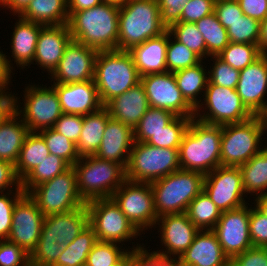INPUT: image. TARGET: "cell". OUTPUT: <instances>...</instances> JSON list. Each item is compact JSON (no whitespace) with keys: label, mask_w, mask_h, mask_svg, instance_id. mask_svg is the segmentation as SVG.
Returning <instances> with one entry per match:
<instances>
[{"label":"cell","mask_w":267,"mask_h":266,"mask_svg":"<svg viewBox=\"0 0 267 266\" xmlns=\"http://www.w3.org/2000/svg\"><path fill=\"white\" fill-rule=\"evenodd\" d=\"M68 27L74 41L97 51L117 50L119 7L102 2L73 12Z\"/></svg>","instance_id":"1"},{"label":"cell","mask_w":267,"mask_h":266,"mask_svg":"<svg viewBox=\"0 0 267 266\" xmlns=\"http://www.w3.org/2000/svg\"><path fill=\"white\" fill-rule=\"evenodd\" d=\"M222 125L191 119L179 147L181 169L204 175L221 166Z\"/></svg>","instance_id":"2"},{"label":"cell","mask_w":267,"mask_h":266,"mask_svg":"<svg viewBox=\"0 0 267 266\" xmlns=\"http://www.w3.org/2000/svg\"><path fill=\"white\" fill-rule=\"evenodd\" d=\"M94 83L103 106L140 83V76L129 51H99L95 61Z\"/></svg>","instance_id":"3"},{"label":"cell","mask_w":267,"mask_h":266,"mask_svg":"<svg viewBox=\"0 0 267 266\" xmlns=\"http://www.w3.org/2000/svg\"><path fill=\"white\" fill-rule=\"evenodd\" d=\"M166 30L160 20L157 0H129L119 7L117 50L129 51Z\"/></svg>","instance_id":"4"},{"label":"cell","mask_w":267,"mask_h":266,"mask_svg":"<svg viewBox=\"0 0 267 266\" xmlns=\"http://www.w3.org/2000/svg\"><path fill=\"white\" fill-rule=\"evenodd\" d=\"M205 175L179 169L151 182L157 217L185 213L190 202L203 191Z\"/></svg>","instance_id":"5"},{"label":"cell","mask_w":267,"mask_h":266,"mask_svg":"<svg viewBox=\"0 0 267 266\" xmlns=\"http://www.w3.org/2000/svg\"><path fill=\"white\" fill-rule=\"evenodd\" d=\"M72 167L77 176L78 192L85 202L111 198L126 181V169L121 164L95 155L81 157Z\"/></svg>","instance_id":"6"},{"label":"cell","mask_w":267,"mask_h":266,"mask_svg":"<svg viewBox=\"0 0 267 266\" xmlns=\"http://www.w3.org/2000/svg\"><path fill=\"white\" fill-rule=\"evenodd\" d=\"M179 169V149L134 141L126 167V180L151 183Z\"/></svg>","instance_id":"7"},{"label":"cell","mask_w":267,"mask_h":266,"mask_svg":"<svg viewBox=\"0 0 267 266\" xmlns=\"http://www.w3.org/2000/svg\"><path fill=\"white\" fill-rule=\"evenodd\" d=\"M266 133L255 116L242 123L222 125L221 166L239 167L248 162L266 146L262 143Z\"/></svg>","instance_id":"8"},{"label":"cell","mask_w":267,"mask_h":266,"mask_svg":"<svg viewBox=\"0 0 267 266\" xmlns=\"http://www.w3.org/2000/svg\"><path fill=\"white\" fill-rule=\"evenodd\" d=\"M203 100L195 109L194 118L207 124L242 123L254 116L242 103L237 90L233 88L208 83Z\"/></svg>","instance_id":"9"},{"label":"cell","mask_w":267,"mask_h":266,"mask_svg":"<svg viewBox=\"0 0 267 266\" xmlns=\"http://www.w3.org/2000/svg\"><path fill=\"white\" fill-rule=\"evenodd\" d=\"M89 225L97 241L124 244L140 237V233L112 198H99L86 202ZM131 240V241H130Z\"/></svg>","instance_id":"10"},{"label":"cell","mask_w":267,"mask_h":266,"mask_svg":"<svg viewBox=\"0 0 267 266\" xmlns=\"http://www.w3.org/2000/svg\"><path fill=\"white\" fill-rule=\"evenodd\" d=\"M44 216L72 211L86 202L77 188V176L71 166L64 173L45 181L29 192Z\"/></svg>","instance_id":"11"},{"label":"cell","mask_w":267,"mask_h":266,"mask_svg":"<svg viewBox=\"0 0 267 266\" xmlns=\"http://www.w3.org/2000/svg\"><path fill=\"white\" fill-rule=\"evenodd\" d=\"M42 86L33 83L25 87L22 107L19 105L21 102L18 97H15V112L21 115L30 132L53 128L63 114L55 89L52 86Z\"/></svg>","instance_id":"12"},{"label":"cell","mask_w":267,"mask_h":266,"mask_svg":"<svg viewBox=\"0 0 267 266\" xmlns=\"http://www.w3.org/2000/svg\"><path fill=\"white\" fill-rule=\"evenodd\" d=\"M111 198L140 233L143 234L150 228H157L158 217L150 183L126 180Z\"/></svg>","instance_id":"13"},{"label":"cell","mask_w":267,"mask_h":266,"mask_svg":"<svg viewBox=\"0 0 267 266\" xmlns=\"http://www.w3.org/2000/svg\"><path fill=\"white\" fill-rule=\"evenodd\" d=\"M203 190L220 212L249 205L239 167L219 166L212 170L204 177Z\"/></svg>","instance_id":"14"},{"label":"cell","mask_w":267,"mask_h":266,"mask_svg":"<svg viewBox=\"0 0 267 266\" xmlns=\"http://www.w3.org/2000/svg\"><path fill=\"white\" fill-rule=\"evenodd\" d=\"M150 107L172 112L176 116L194 118L195 109L185 100L173 72L147 74L140 77Z\"/></svg>","instance_id":"15"},{"label":"cell","mask_w":267,"mask_h":266,"mask_svg":"<svg viewBox=\"0 0 267 266\" xmlns=\"http://www.w3.org/2000/svg\"><path fill=\"white\" fill-rule=\"evenodd\" d=\"M45 216L36 202L24 193L16 202L8 241L17 244L29 255L36 248Z\"/></svg>","instance_id":"16"},{"label":"cell","mask_w":267,"mask_h":266,"mask_svg":"<svg viewBox=\"0 0 267 266\" xmlns=\"http://www.w3.org/2000/svg\"><path fill=\"white\" fill-rule=\"evenodd\" d=\"M248 207L246 204L240 208L222 212L212 230L230 260L253 247L250 240V207Z\"/></svg>","instance_id":"17"},{"label":"cell","mask_w":267,"mask_h":266,"mask_svg":"<svg viewBox=\"0 0 267 266\" xmlns=\"http://www.w3.org/2000/svg\"><path fill=\"white\" fill-rule=\"evenodd\" d=\"M99 51L72 40L51 73V83H77L93 80L95 61Z\"/></svg>","instance_id":"18"},{"label":"cell","mask_w":267,"mask_h":266,"mask_svg":"<svg viewBox=\"0 0 267 266\" xmlns=\"http://www.w3.org/2000/svg\"><path fill=\"white\" fill-rule=\"evenodd\" d=\"M158 232H160L161 245L164 249L152 251L153 253L178 259L193 243L199 229L190 221L186 213L167 214L157 219ZM166 248V249H165ZM162 250V251H161ZM172 255V256H171ZM177 256V257H176Z\"/></svg>","instance_id":"19"},{"label":"cell","mask_w":267,"mask_h":266,"mask_svg":"<svg viewBox=\"0 0 267 266\" xmlns=\"http://www.w3.org/2000/svg\"><path fill=\"white\" fill-rule=\"evenodd\" d=\"M88 224L86 203L66 213L47 215L39 241H56L64 247L70 244Z\"/></svg>","instance_id":"20"},{"label":"cell","mask_w":267,"mask_h":266,"mask_svg":"<svg viewBox=\"0 0 267 266\" xmlns=\"http://www.w3.org/2000/svg\"><path fill=\"white\" fill-rule=\"evenodd\" d=\"M236 90L242 103L255 116L267 96V54L240 70Z\"/></svg>","instance_id":"21"},{"label":"cell","mask_w":267,"mask_h":266,"mask_svg":"<svg viewBox=\"0 0 267 266\" xmlns=\"http://www.w3.org/2000/svg\"><path fill=\"white\" fill-rule=\"evenodd\" d=\"M52 84L51 86L58 95L63 113L86 116L103 107L94 80Z\"/></svg>","instance_id":"22"},{"label":"cell","mask_w":267,"mask_h":266,"mask_svg":"<svg viewBox=\"0 0 267 266\" xmlns=\"http://www.w3.org/2000/svg\"><path fill=\"white\" fill-rule=\"evenodd\" d=\"M72 40L68 24L43 26L38 37L33 64L35 61L41 70L43 68L50 75Z\"/></svg>","instance_id":"23"},{"label":"cell","mask_w":267,"mask_h":266,"mask_svg":"<svg viewBox=\"0 0 267 266\" xmlns=\"http://www.w3.org/2000/svg\"><path fill=\"white\" fill-rule=\"evenodd\" d=\"M177 266H230V259L212 230H199L193 243L177 259Z\"/></svg>","instance_id":"24"},{"label":"cell","mask_w":267,"mask_h":266,"mask_svg":"<svg viewBox=\"0 0 267 266\" xmlns=\"http://www.w3.org/2000/svg\"><path fill=\"white\" fill-rule=\"evenodd\" d=\"M133 143V130L110 117L106 124L101 145L95 156L121 164L126 169Z\"/></svg>","instance_id":"25"},{"label":"cell","mask_w":267,"mask_h":266,"mask_svg":"<svg viewBox=\"0 0 267 266\" xmlns=\"http://www.w3.org/2000/svg\"><path fill=\"white\" fill-rule=\"evenodd\" d=\"M105 107L110 117L134 130L150 106L143 85L138 83L110 100Z\"/></svg>","instance_id":"26"},{"label":"cell","mask_w":267,"mask_h":266,"mask_svg":"<svg viewBox=\"0 0 267 266\" xmlns=\"http://www.w3.org/2000/svg\"><path fill=\"white\" fill-rule=\"evenodd\" d=\"M167 45L168 30L160 36L150 38L141 44L133 46L129 50L140 77L147 74L167 72Z\"/></svg>","instance_id":"27"},{"label":"cell","mask_w":267,"mask_h":266,"mask_svg":"<svg viewBox=\"0 0 267 266\" xmlns=\"http://www.w3.org/2000/svg\"><path fill=\"white\" fill-rule=\"evenodd\" d=\"M18 20L15 23L14 31L11 36V55L14 59V64L20 69L26 68L33 64V59L36 52V45L41 28L44 26L39 23L27 21L17 16Z\"/></svg>","instance_id":"28"},{"label":"cell","mask_w":267,"mask_h":266,"mask_svg":"<svg viewBox=\"0 0 267 266\" xmlns=\"http://www.w3.org/2000/svg\"><path fill=\"white\" fill-rule=\"evenodd\" d=\"M109 118L110 114L105 106L83 116L82 131L76 144L80 158L93 156L97 153Z\"/></svg>","instance_id":"29"},{"label":"cell","mask_w":267,"mask_h":266,"mask_svg":"<svg viewBox=\"0 0 267 266\" xmlns=\"http://www.w3.org/2000/svg\"><path fill=\"white\" fill-rule=\"evenodd\" d=\"M29 132L20 115L16 112L3 121L0 124V160L15 165Z\"/></svg>","instance_id":"30"},{"label":"cell","mask_w":267,"mask_h":266,"mask_svg":"<svg viewBox=\"0 0 267 266\" xmlns=\"http://www.w3.org/2000/svg\"><path fill=\"white\" fill-rule=\"evenodd\" d=\"M19 16L44 26L68 24V0H32Z\"/></svg>","instance_id":"31"},{"label":"cell","mask_w":267,"mask_h":266,"mask_svg":"<svg viewBox=\"0 0 267 266\" xmlns=\"http://www.w3.org/2000/svg\"><path fill=\"white\" fill-rule=\"evenodd\" d=\"M203 60L197 65L173 72L178 88L185 100L196 109L204 97L209 81L207 68ZM203 93V94H202ZM202 94L201 97H198Z\"/></svg>","instance_id":"32"},{"label":"cell","mask_w":267,"mask_h":266,"mask_svg":"<svg viewBox=\"0 0 267 266\" xmlns=\"http://www.w3.org/2000/svg\"><path fill=\"white\" fill-rule=\"evenodd\" d=\"M239 169L242 174L243 189L247 195L257 197L267 193V146L248 162L239 166Z\"/></svg>","instance_id":"33"},{"label":"cell","mask_w":267,"mask_h":266,"mask_svg":"<svg viewBox=\"0 0 267 266\" xmlns=\"http://www.w3.org/2000/svg\"><path fill=\"white\" fill-rule=\"evenodd\" d=\"M50 152L46 142L38 132H29L16 161L15 173L21 181L32 169L38 166Z\"/></svg>","instance_id":"34"},{"label":"cell","mask_w":267,"mask_h":266,"mask_svg":"<svg viewBox=\"0 0 267 266\" xmlns=\"http://www.w3.org/2000/svg\"><path fill=\"white\" fill-rule=\"evenodd\" d=\"M96 242V234L88 224L70 244L63 247V253L52 266H85Z\"/></svg>","instance_id":"35"},{"label":"cell","mask_w":267,"mask_h":266,"mask_svg":"<svg viewBox=\"0 0 267 266\" xmlns=\"http://www.w3.org/2000/svg\"><path fill=\"white\" fill-rule=\"evenodd\" d=\"M206 43V57L218 56L230 43L227 29L211 13L195 22Z\"/></svg>","instance_id":"36"},{"label":"cell","mask_w":267,"mask_h":266,"mask_svg":"<svg viewBox=\"0 0 267 266\" xmlns=\"http://www.w3.org/2000/svg\"><path fill=\"white\" fill-rule=\"evenodd\" d=\"M199 230H213L221 213L203 190L188 205L185 212Z\"/></svg>","instance_id":"37"},{"label":"cell","mask_w":267,"mask_h":266,"mask_svg":"<svg viewBox=\"0 0 267 266\" xmlns=\"http://www.w3.org/2000/svg\"><path fill=\"white\" fill-rule=\"evenodd\" d=\"M71 166L61 157L49 154L38 166L32 169L22 180L21 187L28 193L33 187L64 173Z\"/></svg>","instance_id":"38"},{"label":"cell","mask_w":267,"mask_h":266,"mask_svg":"<svg viewBox=\"0 0 267 266\" xmlns=\"http://www.w3.org/2000/svg\"><path fill=\"white\" fill-rule=\"evenodd\" d=\"M120 245L121 244L118 243L97 241L87 256L85 266H115L130 251L136 252L145 247L144 243L140 245L138 242L135 244L136 247L134 245L131 248L128 247L129 249H126L123 246L121 247Z\"/></svg>","instance_id":"39"},{"label":"cell","mask_w":267,"mask_h":266,"mask_svg":"<svg viewBox=\"0 0 267 266\" xmlns=\"http://www.w3.org/2000/svg\"><path fill=\"white\" fill-rule=\"evenodd\" d=\"M172 112L160 108L149 107L133 130L134 141L146 142L154 134L165 128L174 118Z\"/></svg>","instance_id":"40"},{"label":"cell","mask_w":267,"mask_h":266,"mask_svg":"<svg viewBox=\"0 0 267 266\" xmlns=\"http://www.w3.org/2000/svg\"><path fill=\"white\" fill-rule=\"evenodd\" d=\"M191 119L190 117L176 116L165 128L154 134L146 143L159 148L179 149Z\"/></svg>","instance_id":"41"},{"label":"cell","mask_w":267,"mask_h":266,"mask_svg":"<svg viewBox=\"0 0 267 266\" xmlns=\"http://www.w3.org/2000/svg\"><path fill=\"white\" fill-rule=\"evenodd\" d=\"M201 61L202 59L198 55L187 48L184 44L177 41L168 31V45L166 51L167 72H175L181 69L193 67Z\"/></svg>","instance_id":"42"},{"label":"cell","mask_w":267,"mask_h":266,"mask_svg":"<svg viewBox=\"0 0 267 266\" xmlns=\"http://www.w3.org/2000/svg\"><path fill=\"white\" fill-rule=\"evenodd\" d=\"M170 34L202 60L206 59V43L195 23L177 22L167 29Z\"/></svg>","instance_id":"43"},{"label":"cell","mask_w":267,"mask_h":266,"mask_svg":"<svg viewBox=\"0 0 267 266\" xmlns=\"http://www.w3.org/2000/svg\"><path fill=\"white\" fill-rule=\"evenodd\" d=\"M262 53L256 44L229 43L218 57L231 67L242 70L257 60Z\"/></svg>","instance_id":"44"},{"label":"cell","mask_w":267,"mask_h":266,"mask_svg":"<svg viewBox=\"0 0 267 266\" xmlns=\"http://www.w3.org/2000/svg\"><path fill=\"white\" fill-rule=\"evenodd\" d=\"M46 142L51 154L61 157L70 166H73L79 159L76 144L56 132L53 128L44 129L38 132Z\"/></svg>","instance_id":"45"},{"label":"cell","mask_w":267,"mask_h":266,"mask_svg":"<svg viewBox=\"0 0 267 266\" xmlns=\"http://www.w3.org/2000/svg\"><path fill=\"white\" fill-rule=\"evenodd\" d=\"M260 21L243 15L230 24L227 29L229 41L238 44H256L259 42Z\"/></svg>","instance_id":"46"},{"label":"cell","mask_w":267,"mask_h":266,"mask_svg":"<svg viewBox=\"0 0 267 266\" xmlns=\"http://www.w3.org/2000/svg\"><path fill=\"white\" fill-rule=\"evenodd\" d=\"M210 60L213 61V67L210 70L208 68V83L214 85L226 87V88H237L239 81L240 70L231 67L228 63H225L218 56H210Z\"/></svg>","instance_id":"47"},{"label":"cell","mask_w":267,"mask_h":266,"mask_svg":"<svg viewBox=\"0 0 267 266\" xmlns=\"http://www.w3.org/2000/svg\"><path fill=\"white\" fill-rule=\"evenodd\" d=\"M24 193L23 190H10L0 193V240L8 239L15 204Z\"/></svg>","instance_id":"48"},{"label":"cell","mask_w":267,"mask_h":266,"mask_svg":"<svg viewBox=\"0 0 267 266\" xmlns=\"http://www.w3.org/2000/svg\"><path fill=\"white\" fill-rule=\"evenodd\" d=\"M63 253V246L56 241H38L30 254V266H52Z\"/></svg>","instance_id":"49"},{"label":"cell","mask_w":267,"mask_h":266,"mask_svg":"<svg viewBox=\"0 0 267 266\" xmlns=\"http://www.w3.org/2000/svg\"><path fill=\"white\" fill-rule=\"evenodd\" d=\"M0 266H30V255L17 244L0 240Z\"/></svg>","instance_id":"50"},{"label":"cell","mask_w":267,"mask_h":266,"mask_svg":"<svg viewBox=\"0 0 267 266\" xmlns=\"http://www.w3.org/2000/svg\"><path fill=\"white\" fill-rule=\"evenodd\" d=\"M250 240L253 247H267V217L255 206H250Z\"/></svg>","instance_id":"51"},{"label":"cell","mask_w":267,"mask_h":266,"mask_svg":"<svg viewBox=\"0 0 267 266\" xmlns=\"http://www.w3.org/2000/svg\"><path fill=\"white\" fill-rule=\"evenodd\" d=\"M216 0H188L178 22L195 23L214 12Z\"/></svg>","instance_id":"52"},{"label":"cell","mask_w":267,"mask_h":266,"mask_svg":"<svg viewBox=\"0 0 267 266\" xmlns=\"http://www.w3.org/2000/svg\"><path fill=\"white\" fill-rule=\"evenodd\" d=\"M82 126L83 116L63 113L55 122L53 129L77 144Z\"/></svg>","instance_id":"53"},{"label":"cell","mask_w":267,"mask_h":266,"mask_svg":"<svg viewBox=\"0 0 267 266\" xmlns=\"http://www.w3.org/2000/svg\"><path fill=\"white\" fill-rule=\"evenodd\" d=\"M214 13L225 29L244 15L237 0H216Z\"/></svg>","instance_id":"54"},{"label":"cell","mask_w":267,"mask_h":266,"mask_svg":"<svg viewBox=\"0 0 267 266\" xmlns=\"http://www.w3.org/2000/svg\"><path fill=\"white\" fill-rule=\"evenodd\" d=\"M230 266H267V247H251L230 260Z\"/></svg>","instance_id":"55"},{"label":"cell","mask_w":267,"mask_h":266,"mask_svg":"<svg viewBox=\"0 0 267 266\" xmlns=\"http://www.w3.org/2000/svg\"><path fill=\"white\" fill-rule=\"evenodd\" d=\"M161 23L168 29L180 20L183 6L188 0H157Z\"/></svg>","instance_id":"56"},{"label":"cell","mask_w":267,"mask_h":266,"mask_svg":"<svg viewBox=\"0 0 267 266\" xmlns=\"http://www.w3.org/2000/svg\"><path fill=\"white\" fill-rule=\"evenodd\" d=\"M132 266H177V259L159 256L143 247L135 252Z\"/></svg>","instance_id":"57"},{"label":"cell","mask_w":267,"mask_h":266,"mask_svg":"<svg viewBox=\"0 0 267 266\" xmlns=\"http://www.w3.org/2000/svg\"><path fill=\"white\" fill-rule=\"evenodd\" d=\"M12 189L23 190L21 187V181L15 173V166L11 162L0 160V193L10 191Z\"/></svg>","instance_id":"58"},{"label":"cell","mask_w":267,"mask_h":266,"mask_svg":"<svg viewBox=\"0 0 267 266\" xmlns=\"http://www.w3.org/2000/svg\"><path fill=\"white\" fill-rule=\"evenodd\" d=\"M243 13L250 18L263 21L267 17V0H237Z\"/></svg>","instance_id":"59"},{"label":"cell","mask_w":267,"mask_h":266,"mask_svg":"<svg viewBox=\"0 0 267 266\" xmlns=\"http://www.w3.org/2000/svg\"><path fill=\"white\" fill-rule=\"evenodd\" d=\"M16 95L18 93L12 94V91L9 92L7 89L0 91V124L15 112Z\"/></svg>","instance_id":"60"},{"label":"cell","mask_w":267,"mask_h":266,"mask_svg":"<svg viewBox=\"0 0 267 266\" xmlns=\"http://www.w3.org/2000/svg\"><path fill=\"white\" fill-rule=\"evenodd\" d=\"M3 50L0 51V90H9L10 83L12 82L11 73L14 65L12 64L11 58L8 55L3 54ZM9 57V58H8ZM8 58V59H7ZM10 59V60H9Z\"/></svg>","instance_id":"61"},{"label":"cell","mask_w":267,"mask_h":266,"mask_svg":"<svg viewBox=\"0 0 267 266\" xmlns=\"http://www.w3.org/2000/svg\"><path fill=\"white\" fill-rule=\"evenodd\" d=\"M102 2L103 0H68V14L70 16L73 12L95 7Z\"/></svg>","instance_id":"62"},{"label":"cell","mask_w":267,"mask_h":266,"mask_svg":"<svg viewBox=\"0 0 267 266\" xmlns=\"http://www.w3.org/2000/svg\"><path fill=\"white\" fill-rule=\"evenodd\" d=\"M32 0H1L0 1V8L3 6L5 9H10V13L14 15H19L26 6L31 2Z\"/></svg>","instance_id":"63"},{"label":"cell","mask_w":267,"mask_h":266,"mask_svg":"<svg viewBox=\"0 0 267 266\" xmlns=\"http://www.w3.org/2000/svg\"><path fill=\"white\" fill-rule=\"evenodd\" d=\"M258 46L262 54H267V17L260 23Z\"/></svg>","instance_id":"64"},{"label":"cell","mask_w":267,"mask_h":266,"mask_svg":"<svg viewBox=\"0 0 267 266\" xmlns=\"http://www.w3.org/2000/svg\"><path fill=\"white\" fill-rule=\"evenodd\" d=\"M254 198L255 201L253 204L255 207L267 217V193Z\"/></svg>","instance_id":"65"},{"label":"cell","mask_w":267,"mask_h":266,"mask_svg":"<svg viewBox=\"0 0 267 266\" xmlns=\"http://www.w3.org/2000/svg\"><path fill=\"white\" fill-rule=\"evenodd\" d=\"M255 117L259 120V123L267 130V101L264 102L262 108L256 113Z\"/></svg>","instance_id":"66"},{"label":"cell","mask_w":267,"mask_h":266,"mask_svg":"<svg viewBox=\"0 0 267 266\" xmlns=\"http://www.w3.org/2000/svg\"><path fill=\"white\" fill-rule=\"evenodd\" d=\"M135 257V251H130L118 264L115 266H132Z\"/></svg>","instance_id":"67"},{"label":"cell","mask_w":267,"mask_h":266,"mask_svg":"<svg viewBox=\"0 0 267 266\" xmlns=\"http://www.w3.org/2000/svg\"><path fill=\"white\" fill-rule=\"evenodd\" d=\"M129 0H103V2H106L108 4H112L118 7H121L125 5Z\"/></svg>","instance_id":"68"}]
</instances>
